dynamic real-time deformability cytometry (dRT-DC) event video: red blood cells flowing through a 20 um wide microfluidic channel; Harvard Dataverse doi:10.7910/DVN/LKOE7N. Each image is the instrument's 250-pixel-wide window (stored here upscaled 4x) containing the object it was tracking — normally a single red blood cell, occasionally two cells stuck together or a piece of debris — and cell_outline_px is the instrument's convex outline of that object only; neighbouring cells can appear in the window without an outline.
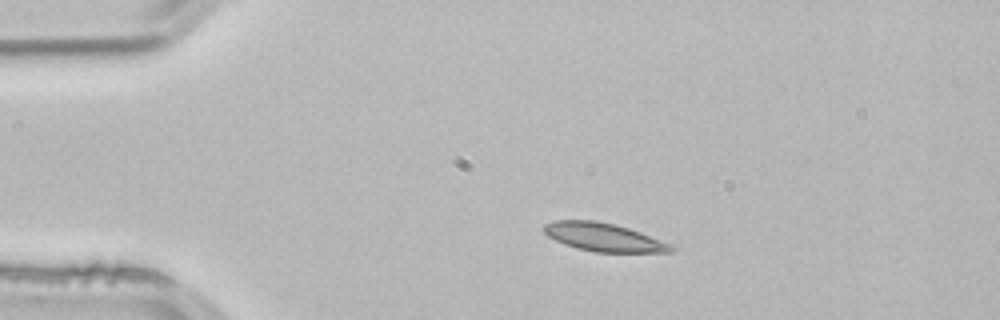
{"species": "common noctule bat (a hibernating species)", "species_latin": "Nyctalus noctula", "temperature_condition": "room temperature", "stored_images_in_passage": 1, "camera_frame_rate_fps": 3000, "um_per_image_px": 0.085, "animal": {"sex": "male", "body_mass_g": 21.5, "forearm_length_mm": 52.0}, "frame": {"image": 1, "passage_image": 1, "time_ms": 0.0, "image_size_px": [1000, 320], "cell_outline_px": [[676, 248], [672, 252], [596, 252], [576, 248], [564, 244], [548, 236], [544, 232], [544, 224], [552, 220], [592, 220], [616, 224], [640, 232], [672, 244]], "centroid_in_image_um": [51.32, 20.16], "position_along_channel_um": 33.7, "area_um2": 20.98}}